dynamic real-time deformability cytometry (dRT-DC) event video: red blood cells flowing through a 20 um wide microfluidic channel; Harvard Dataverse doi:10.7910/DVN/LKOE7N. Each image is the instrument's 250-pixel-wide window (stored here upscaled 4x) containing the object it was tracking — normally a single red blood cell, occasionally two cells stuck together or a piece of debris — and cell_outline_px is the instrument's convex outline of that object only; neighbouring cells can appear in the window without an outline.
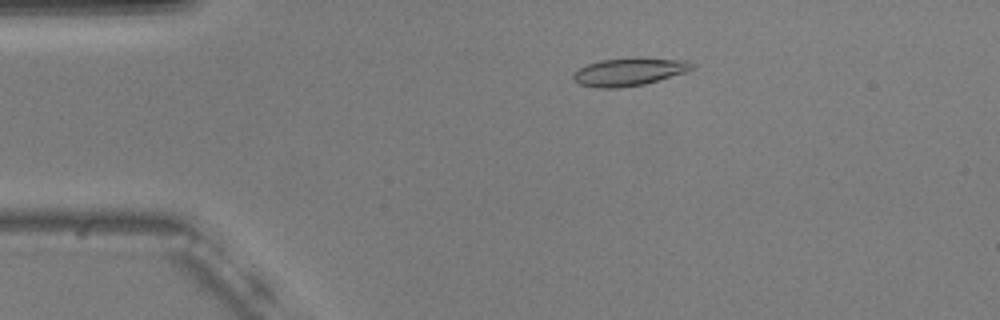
{"species": "common noctule bat (a hibernating species)", "species_latin": "Nyctalus noctula", "temperature_condition": "warm", "stored_images_in_passage": 55, "camera_frame_rate_fps": 3000, "um_per_image_px": 0.085, "animal": {"sex": "male", "body_mass_g": 20.5, "forearm_length_mm": 52.5}, "frame": {"image": 1, "passage_image": 11, "time_ms": 3.333, "image_size_px": [1000, 320], "cell_outline_px": [[696, 68], [684, 72], [644, 84], [620, 88], [596, 88], [580, 84], [572, 76], [580, 68], [588, 64], [600, 60], [632, 56], [640, 56], [688, 60], [696, 64]], "centroid_in_image_um": [53.54, 6.06], "position_along_channel_um": 31.5, "area_um2": 19.65}}
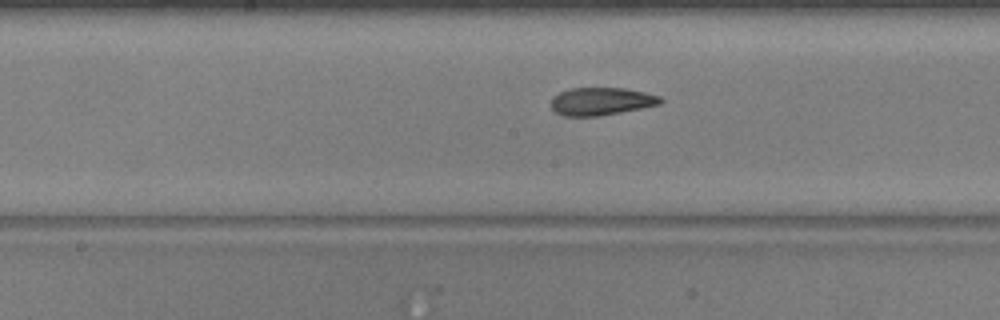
{"frame": {"image": 2, "passage_image": 28, "time_ms": 9.0, "image_size_px": [1000, 320], "cell_outline_px": [[664, 100], [660, 104], [600, 116], [564, 116], [556, 112], [552, 108], [552, 96], [560, 92], [572, 88], [624, 88], [644, 92], [660, 96]], "centroid_in_image_um": [51.1, 8.61], "position_along_channel_um": 197.1, "area_um2": 17.57}}
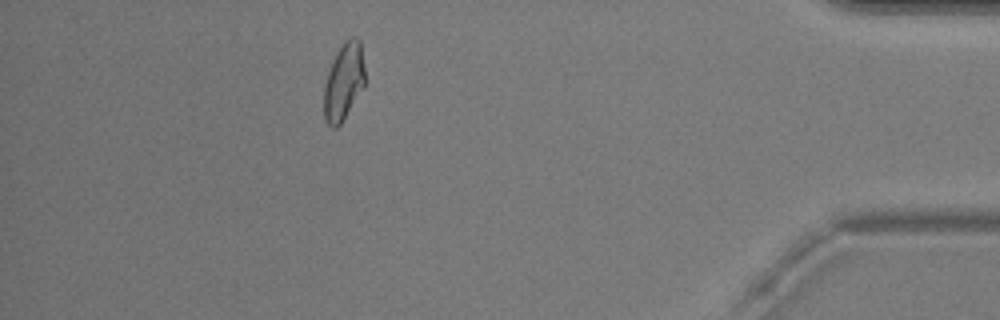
{"frame": {"image": 3, "passage_image": 49, "time_ms": 16.0, "image_size_px": [1000, 320], "cell_outline_px": [[364, 88], [340, 124], [336, 128], [332, 128], [324, 120], [324, 84], [332, 60], [336, 52], [344, 40], [348, 36], [356, 36], [360, 40], [364, 68]], "centroid_in_image_um": [29.21, 6.91], "position_along_channel_um": 406.0, "area_um2": 18.61}, "authors_computed_cell_mechanics": {"area_um2": 18.7272, "velocity_mm_per_s": 3.7064, "shape_relaxation_time_tau1_ms": 8.3402, "shape_relaxation_time_tau2_ms": 2.119, "deformation_change_tau1": 0.2246, "deformation_change_tau2": 0.0871}}